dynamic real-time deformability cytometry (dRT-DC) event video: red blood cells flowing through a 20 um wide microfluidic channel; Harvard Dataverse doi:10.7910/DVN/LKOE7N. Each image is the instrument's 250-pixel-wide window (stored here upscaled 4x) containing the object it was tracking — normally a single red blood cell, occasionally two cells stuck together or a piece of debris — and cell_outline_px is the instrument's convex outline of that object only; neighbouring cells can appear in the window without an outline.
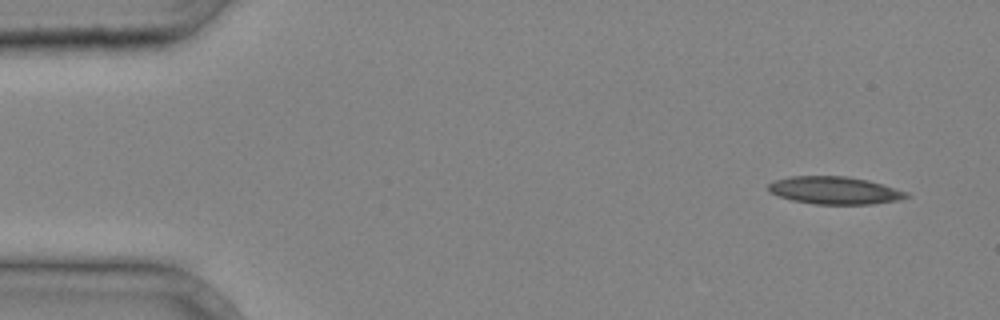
{"species": "common noctule bat (a hibernating species)", "species_latin": "Nyctalus noctula", "temperature_condition": "cold", "stored_images_in_passage": 4, "camera_frame_rate_fps": 3000, "um_per_image_px": 0.085, "animal": {"sex": "male", "body_mass_g": 20.4}, "frame": {"image": 1, "passage_image": 1, "time_ms": 0.0, "image_size_px": [1000, 320], "cell_outline_px": [[912, 196], [900, 200], [872, 204], [816, 204], [792, 200], [768, 192], [768, 184], [772, 180], [792, 176], [848, 176], [868, 180], [908, 192]], "centroid_in_image_um": [70.95, 16.18], "position_along_channel_um": 14.1, "area_um2": 22.31}}
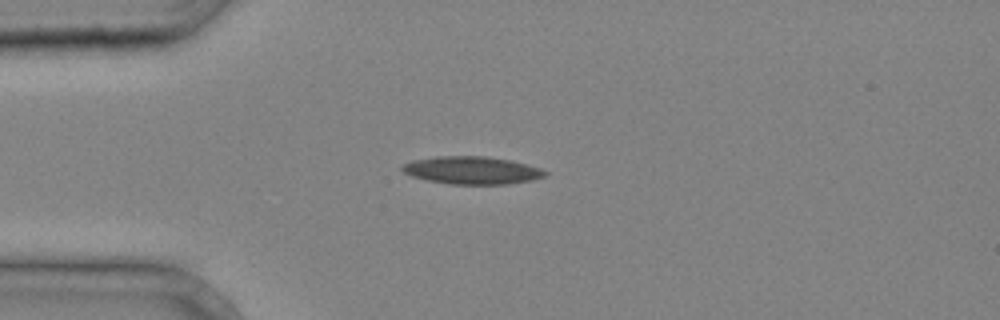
{"frame": {"image": 2, "passage_image": 3, "time_ms": 0.667, "image_size_px": [1000, 320], "cell_outline_px": [[548, 172], [544, 176], [532, 180], [504, 184], [448, 184], [428, 180], [412, 176], [404, 172], [400, 168], [404, 164], [412, 160], [436, 156], [488, 156], [512, 160], [540, 168]], "centroid_in_image_um": [40.11, 14.46], "position_along_channel_um": 44.9, "area_um2": 23.0}}
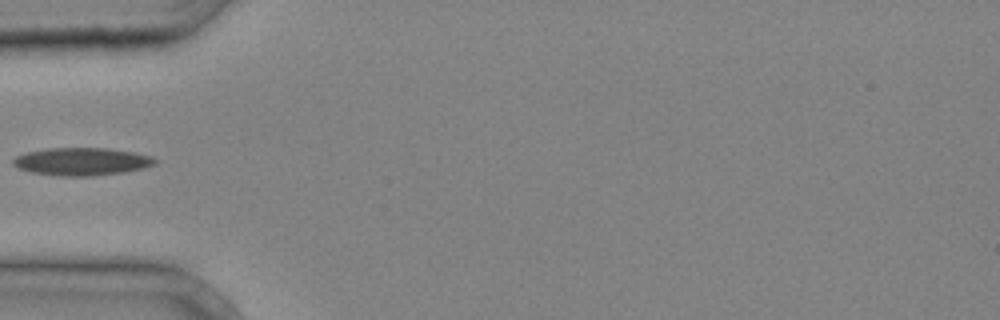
{"frame": {"image": 3, "passage_image": 4, "time_ms": 1.0, "image_size_px": [1000, 320], "cell_outline_px": [[156, 164], [144, 168], [124, 172], [92, 176], [60, 176], [32, 172], [16, 168], [12, 164], [12, 160], [16, 156], [28, 152], [48, 148], [108, 148], [132, 152], [152, 156], [156, 160]], "centroid_in_image_um": [6.94, 13.73], "position_along_channel_um": 78.1, "area_um2": 22.95}}